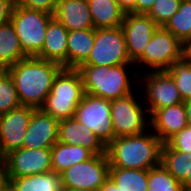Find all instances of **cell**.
<instances>
[{
  "mask_svg": "<svg viewBox=\"0 0 191 191\" xmlns=\"http://www.w3.org/2000/svg\"><path fill=\"white\" fill-rule=\"evenodd\" d=\"M59 63L29 56L12 65L7 72L13 78L21 106L40 109L51 92Z\"/></svg>",
  "mask_w": 191,
  "mask_h": 191,
  "instance_id": "6da1fadb",
  "label": "cell"
},
{
  "mask_svg": "<svg viewBox=\"0 0 191 191\" xmlns=\"http://www.w3.org/2000/svg\"><path fill=\"white\" fill-rule=\"evenodd\" d=\"M149 132L114 138L106 146L110 167L149 170L160 165L163 142Z\"/></svg>",
  "mask_w": 191,
  "mask_h": 191,
  "instance_id": "7a4b0ae2",
  "label": "cell"
},
{
  "mask_svg": "<svg viewBox=\"0 0 191 191\" xmlns=\"http://www.w3.org/2000/svg\"><path fill=\"white\" fill-rule=\"evenodd\" d=\"M132 64L134 63L113 67L80 65L77 69L82 77L84 93L107 100L129 95L133 92L132 80L130 81L126 69Z\"/></svg>",
  "mask_w": 191,
  "mask_h": 191,
  "instance_id": "3957f363",
  "label": "cell"
},
{
  "mask_svg": "<svg viewBox=\"0 0 191 191\" xmlns=\"http://www.w3.org/2000/svg\"><path fill=\"white\" fill-rule=\"evenodd\" d=\"M83 95V81L79 70L63 67L55 77L51 92L40 109L58 120L73 118Z\"/></svg>",
  "mask_w": 191,
  "mask_h": 191,
  "instance_id": "277c9868",
  "label": "cell"
},
{
  "mask_svg": "<svg viewBox=\"0 0 191 191\" xmlns=\"http://www.w3.org/2000/svg\"><path fill=\"white\" fill-rule=\"evenodd\" d=\"M53 17L43 11L14 6L10 22L28 57L36 56L42 50L47 26Z\"/></svg>",
  "mask_w": 191,
  "mask_h": 191,
  "instance_id": "5b68a950",
  "label": "cell"
},
{
  "mask_svg": "<svg viewBox=\"0 0 191 191\" xmlns=\"http://www.w3.org/2000/svg\"><path fill=\"white\" fill-rule=\"evenodd\" d=\"M133 63L127 53L122 27L95 29L93 47L81 65L118 66Z\"/></svg>",
  "mask_w": 191,
  "mask_h": 191,
  "instance_id": "8992f818",
  "label": "cell"
},
{
  "mask_svg": "<svg viewBox=\"0 0 191 191\" xmlns=\"http://www.w3.org/2000/svg\"><path fill=\"white\" fill-rule=\"evenodd\" d=\"M107 153L96 154L89 160L77 163L60 173L62 187L98 191L109 178Z\"/></svg>",
  "mask_w": 191,
  "mask_h": 191,
  "instance_id": "52a82bcc",
  "label": "cell"
},
{
  "mask_svg": "<svg viewBox=\"0 0 191 191\" xmlns=\"http://www.w3.org/2000/svg\"><path fill=\"white\" fill-rule=\"evenodd\" d=\"M74 118L93 131L105 146L115 138L110 100L84 93Z\"/></svg>",
  "mask_w": 191,
  "mask_h": 191,
  "instance_id": "ba28073f",
  "label": "cell"
},
{
  "mask_svg": "<svg viewBox=\"0 0 191 191\" xmlns=\"http://www.w3.org/2000/svg\"><path fill=\"white\" fill-rule=\"evenodd\" d=\"M182 58L183 43L171 32L159 27L134 64L148 65L151 71H163Z\"/></svg>",
  "mask_w": 191,
  "mask_h": 191,
  "instance_id": "9c48e42d",
  "label": "cell"
},
{
  "mask_svg": "<svg viewBox=\"0 0 191 191\" xmlns=\"http://www.w3.org/2000/svg\"><path fill=\"white\" fill-rule=\"evenodd\" d=\"M110 105L115 138L146 132L150 120L145 118V114L149 115V113L138 103L133 92L127 96L110 100Z\"/></svg>",
  "mask_w": 191,
  "mask_h": 191,
  "instance_id": "30bf717a",
  "label": "cell"
},
{
  "mask_svg": "<svg viewBox=\"0 0 191 191\" xmlns=\"http://www.w3.org/2000/svg\"><path fill=\"white\" fill-rule=\"evenodd\" d=\"M139 71L133 73V79L145 81L147 110L149 117L157 110L163 107L182 103L178 87L176 86L172 76L166 71H152L140 77ZM139 77V78H138ZM142 78V79H141Z\"/></svg>",
  "mask_w": 191,
  "mask_h": 191,
  "instance_id": "8fae6325",
  "label": "cell"
},
{
  "mask_svg": "<svg viewBox=\"0 0 191 191\" xmlns=\"http://www.w3.org/2000/svg\"><path fill=\"white\" fill-rule=\"evenodd\" d=\"M7 177H25L52 171L51 148L14 150L4 157Z\"/></svg>",
  "mask_w": 191,
  "mask_h": 191,
  "instance_id": "7c38bea8",
  "label": "cell"
},
{
  "mask_svg": "<svg viewBox=\"0 0 191 191\" xmlns=\"http://www.w3.org/2000/svg\"><path fill=\"white\" fill-rule=\"evenodd\" d=\"M36 109L20 106L0 115V157L21 149L32 113Z\"/></svg>",
  "mask_w": 191,
  "mask_h": 191,
  "instance_id": "4fadbf2b",
  "label": "cell"
},
{
  "mask_svg": "<svg viewBox=\"0 0 191 191\" xmlns=\"http://www.w3.org/2000/svg\"><path fill=\"white\" fill-rule=\"evenodd\" d=\"M121 27L128 56L134 63L143 54L159 26L147 14L125 13Z\"/></svg>",
  "mask_w": 191,
  "mask_h": 191,
  "instance_id": "5bb4252c",
  "label": "cell"
},
{
  "mask_svg": "<svg viewBox=\"0 0 191 191\" xmlns=\"http://www.w3.org/2000/svg\"><path fill=\"white\" fill-rule=\"evenodd\" d=\"M59 120L36 109L30 118L22 148H51L58 142Z\"/></svg>",
  "mask_w": 191,
  "mask_h": 191,
  "instance_id": "9a60e30c",
  "label": "cell"
},
{
  "mask_svg": "<svg viewBox=\"0 0 191 191\" xmlns=\"http://www.w3.org/2000/svg\"><path fill=\"white\" fill-rule=\"evenodd\" d=\"M58 141L82 146L89 149L94 155L106 153V146L95 133L74 117L59 120Z\"/></svg>",
  "mask_w": 191,
  "mask_h": 191,
  "instance_id": "2e32d148",
  "label": "cell"
},
{
  "mask_svg": "<svg viewBox=\"0 0 191 191\" xmlns=\"http://www.w3.org/2000/svg\"><path fill=\"white\" fill-rule=\"evenodd\" d=\"M149 119L154 133L163 143L188 126L184 102L157 109Z\"/></svg>",
  "mask_w": 191,
  "mask_h": 191,
  "instance_id": "e0dca14e",
  "label": "cell"
},
{
  "mask_svg": "<svg viewBox=\"0 0 191 191\" xmlns=\"http://www.w3.org/2000/svg\"><path fill=\"white\" fill-rule=\"evenodd\" d=\"M68 30L53 17L47 26L42 50L35 56L67 68Z\"/></svg>",
  "mask_w": 191,
  "mask_h": 191,
  "instance_id": "ac0fdd59",
  "label": "cell"
},
{
  "mask_svg": "<svg viewBox=\"0 0 191 191\" xmlns=\"http://www.w3.org/2000/svg\"><path fill=\"white\" fill-rule=\"evenodd\" d=\"M54 17L68 32L94 28L87 0H58Z\"/></svg>",
  "mask_w": 191,
  "mask_h": 191,
  "instance_id": "d6986e66",
  "label": "cell"
},
{
  "mask_svg": "<svg viewBox=\"0 0 191 191\" xmlns=\"http://www.w3.org/2000/svg\"><path fill=\"white\" fill-rule=\"evenodd\" d=\"M161 164L182 183L183 189H191V153L176 151L163 143Z\"/></svg>",
  "mask_w": 191,
  "mask_h": 191,
  "instance_id": "ffe728a7",
  "label": "cell"
},
{
  "mask_svg": "<svg viewBox=\"0 0 191 191\" xmlns=\"http://www.w3.org/2000/svg\"><path fill=\"white\" fill-rule=\"evenodd\" d=\"M95 28L68 32L67 68H78L89 56L93 47Z\"/></svg>",
  "mask_w": 191,
  "mask_h": 191,
  "instance_id": "44dd1931",
  "label": "cell"
},
{
  "mask_svg": "<svg viewBox=\"0 0 191 191\" xmlns=\"http://www.w3.org/2000/svg\"><path fill=\"white\" fill-rule=\"evenodd\" d=\"M94 28L121 27L125 12L115 0H87Z\"/></svg>",
  "mask_w": 191,
  "mask_h": 191,
  "instance_id": "7402d4cb",
  "label": "cell"
},
{
  "mask_svg": "<svg viewBox=\"0 0 191 191\" xmlns=\"http://www.w3.org/2000/svg\"><path fill=\"white\" fill-rule=\"evenodd\" d=\"M93 156L87 148L58 141L51 147L52 171L60 174L72 165L89 160Z\"/></svg>",
  "mask_w": 191,
  "mask_h": 191,
  "instance_id": "603a6c76",
  "label": "cell"
},
{
  "mask_svg": "<svg viewBox=\"0 0 191 191\" xmlns=\"http://www.w3.org/2000/svg\"><path fill=\"white\" fill-rule=\"evenodd\" d=\"M26 57L12 23L0 26V69L7 71Z\"/></svg>",
  "mask_w": 191,
  "mask_h": 191,
  "instance_id": "cb8c5ba5",
  "label": "cell"
},
{
  "mask_svg": "<svg viewBox=\"0 0 191 191\" xmlns=\"http://www.w3.org/2000/svg\"><path fill=\"white\" fill-rule=\"evenodd\" d=\"M17 191H62L59 173L50 171L25 177H7Z\"/></svg>",
  "mask_w": 191,
  "mask_h": 191,
  "instance_id": "d4e9b609",
  "label": "cell"
},
{
  "mask_svg": "<svg viewBox=\"0 0 191 191\" xmlns=\"http://www.w3.org/2000/svg\"><path fill=\"white\" fill-rule=\"evenodd\" d=\"M109 177L121 191H148V170L110 167Z\"/></svg>",
  "mask_w": 191,
  "mask_h": 191,
  "instance_id": "484cf974",
  "label": "cell"
},
{
  "mask_svg": "<svg viewBox=\"0 0 191 191\" xmlns=\"http://www.w3.org/2000/svg\"><path fill=\"white\" fill-rule=\"evenodd\" d=\"M163 28L171 32L182 43L191 38V0H182L179 10L165 23Z\"/></svg>",
  "mask_w": 191,
  "mask_h": 191,
  "instance_id": "4316f807",
  "label": "cell"
},
{
  "mask_svg": "<svg viewBox=\"0 0 191 191\" xmlns=\"http://www.w3.org/2000/svg\"><path fill=\"white\" fill-rule=\"evenodd\" d=\"M180 183L162 164L148 170V191H181Z\"/></svg>",
  "mask_w": 191,
  "mask_h": 191,
  "instance_id": "83f0119b",
  "label": "cell"
},
{
  "mask_svg": "<svg viewBox=\"0 0 191 191\" xmlns=\"http://www.w3.org/2000/svg\"><path fill=\"white\" fill-rule=\"evenodd\" d=\"M166 71L172 76L183 102L191 99V65L182 58L175 61Z\"/></svg>",
  "mask_w": 191,
  "mask_h": 191,
  "instance_id": "f1b7e54d",
  "label": "cell"
},
{
  "mask_svg": "<svg viewBox=\"0 0 191 191\" xmlns=\"http://www.w3.org/2000/svg\"><path fill=\"white\" fill-rule=\"evenodd\" d=\"M21 106L13 78L5 71L0 76V115Z\"/></svg>",
  "mask_w": 191,
  "mask_h": 191,
  "instance_id": "f546056e",
  "label": "cell"
},
{
  "mask_svg": "<svg viewBox=\"0 0 191 191\" xmlns=\"http://www.w3.org/2000/svg\"><path fill=\"white\" fill-rule=\"evenodd\" d=\"M182 0H156L147 15L159 26L165 23L179 10Z\"/></svg>",
  "mask_w": 191,
  "mask_h": 191,
  "instance_id": "4dcf8cb0",
  "label": "cell"
},
{
  "mask_svg": "<svg viewBox=\"0 0 191 191\" xmlns=\"http://www.w3.org/2000/svg\"><path fill=\"white\" fill-rule=\"evenodd\" d=\"M166 143L176 151L191 153V126L176 133Z\"/></svg>",
  "mask_w": 191,
  "mask_h": 191,
  "instance_id": "1f68e13d",
  "label": "cell"
},
{
  "mask_svg": "<svg viewBox=\"0 0 191 191\" xmlns=\"http://www.w3.org/2000/svg\"><path fill=\"white\" fill-rule=\"evenodd\" d=\"M15 5L54 15L58 0H14Z\"/></svg>",
  "mask_w": 191,
  "mask_h": 191,
  "instance_id": "d6a6232c",
  "label": "cell"
},
{
  "mask_svg": "<svg viewBox=\"0 0 191 191\" xmlns=\"http://www.w3.org/2000/svg\"><path fill=\"white\" fill-rule=\"evenodd\" d=\"M14 6V0H0V26L11 21Z\"/></svg>",
  "mask_w": 191,
  "mask_h": 191,
  "instance_id": "836d02e7",
  "label": "cell"
},
{
  "mask_svg": "<svg viewBox=\"0 0 191 191\" xmlns=\"http://www.w3.org/2000/svg\"><path fill=\"white\" fill-rule=\"evenodd\" d=\"M156 0H137L136 14H147Z\"/></svg>",
  "mask_w": 191,
  "mask_h": 191,
  "instance_id": "e575fe53",
  "label": "cell"
},
{
  "mask_svg": "<svg viewBox=\"0 0 191 191\" xmlns=\"http://www.w3.org/2000/svg\"><path fill=\"white\" fill-rule=\"evenodd\" d=\"M125 13L136 14L137 0H115Z\"/></svg>",
  "mask_w": 191,
  "mask_h": 191,
  "instance_id": "d590c367",
  "label": "cell"
},
{
  "mask_svg": "<svg viewBox=\"0 0 191 191\" xmlns=\"http://www.w3.org/2000/svg\"><path fill=\"white\" fill-rule=\"evenodd\" d=\"M98 191H121L116 183L109 177Z\"/></svg>",
  "mask_w": 191,
  "mask_h": 191,
  "instance_id": "8d00e7d4",
  "label": "cell"
},
{
  "mask_svg": "<svg viewBox=\"0 0 191 191\" xmlns=\"http://www.w3.org/2000/svg\"><path fill=\"white\" fill-rule=\"evenodd\" d=\"M7 181L8 179H7L6 164L4 158L0 157V190Z\"/></svg>",
  "mask_w": 191,
  "mask_h": 191,
  "instance_id": "74e56055",
  "label": "cell"
},
{
  "mask_svg": "<svg viewBox=\"0 0 191 191\" xmlns=\"http://www.w3.org/2000/svg\"><path fill=\"white\" fill-rule=\"evenodd\" d=\"M183 58L191 65V38L183 43Z\"/></svg>",
  "mask_w": 191,
  "mask_h": 191,
  "instance_id": "f35d334b",
  "label": "cell"
},
{
  "mask_svg": "<svg viewBox=\"0 0 191 191\" xmlns=\"http://www.w3.org/2000/svg\"><path fill=\"white\" fill-rule=\"evenodd\" d=\"M184 105L186 108L187 123L191 126V99L184 101Z\"/></svg>",
  "mask_w": 191,
  "mask_h": 191,
  "instance_id": "ab89813d",
  "label": "cell"
},
{
  "mask_svg": "<svg viewBox=\"0 0 191 191\" xmlns=\"http://www.w3.org/2000/svg\"><path fill=\"white\" fill-rule=\"evenodd\" d=\"M0 191H17L15 186L8 180L3 186Z\"/></svg>",
  "mask_w": 191,
  "mask_h": 191,
  "instance_id": "60d3db41",
  "label": "cell"
},
{
  "mask_svg": "<svg viewBox=\"0 0 191 191\" xmlns=\"http://www.w3.org/2000/svg\"><path fill=\"white\" fill-rule=\"evenodd\" d=\"M62 191H90V190L63 188Z\"/></svg>",
  "mask_w": 191,
  "mask_h": 191,
  "instance_id": "b9f144b4",
  "label": "cell"
},
{
  "mask_svg": "<svg viewBox=\"0 0 191 191\" xmlns=\"http://www.w3.org/2000/svg\"><path fill=\"white\" fill-rule=\"evenodd\" d=\"M5 72V70L0 69V76Z\"/></svg>",
  "mask_w": 191,
  "mask_h": 191,
  "instance_id": "7bdbcfd3",
  "label": "cell"
},
{
  "mask_svg": "<svg viewBox=\"0 0 191 191\" xmlns=\"http://www.w3.org/2000/svg\"><path fill=\"white\" fill-rule=\"evenodd\" d=\"M181 191H191V189H182Z\"/></svg>",
  "mask_w": 191,
  "mask_h": 191,
  "instance_id": "ee69618b",
  "label": "cell"
}]
</instances>
